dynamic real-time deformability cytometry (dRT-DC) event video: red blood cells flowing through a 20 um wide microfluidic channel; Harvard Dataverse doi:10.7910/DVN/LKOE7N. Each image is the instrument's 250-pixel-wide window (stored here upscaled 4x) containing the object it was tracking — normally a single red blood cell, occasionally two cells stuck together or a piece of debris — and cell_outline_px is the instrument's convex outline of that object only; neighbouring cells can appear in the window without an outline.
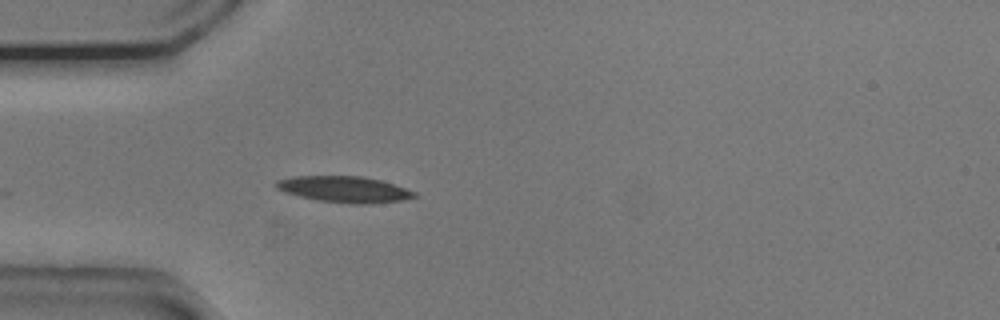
{"species": "common noctule bat (a hibernating species)", "species_latin": "Nyctalus noctula", "temperature_condition": "cold", "stored_images_in_passage": 9, "camera_frame_rate_fps": 3000, "um_per_image_px": 0.085, "animal": {"sex": "male", "body_mass_g": 20.5, "forearm_length_mm": 52.5}, "frame": {"image": 1, "passage_image": 1, "time_ms": 0.0, "image_size_px": [1000, 320], "cell_outline_px": [[416, 196], [400, 200], [372, 204], [352, 204], [320, 200], [300, 196], [284, 192], [276, 188], [276, 180], [292, 176], [364, 176], [380, 180], [416, 192]], "centroid_in_image_um": [29.24, 16.08], "position_along_channel_um": 55.8, "area_um2": 20.87}}